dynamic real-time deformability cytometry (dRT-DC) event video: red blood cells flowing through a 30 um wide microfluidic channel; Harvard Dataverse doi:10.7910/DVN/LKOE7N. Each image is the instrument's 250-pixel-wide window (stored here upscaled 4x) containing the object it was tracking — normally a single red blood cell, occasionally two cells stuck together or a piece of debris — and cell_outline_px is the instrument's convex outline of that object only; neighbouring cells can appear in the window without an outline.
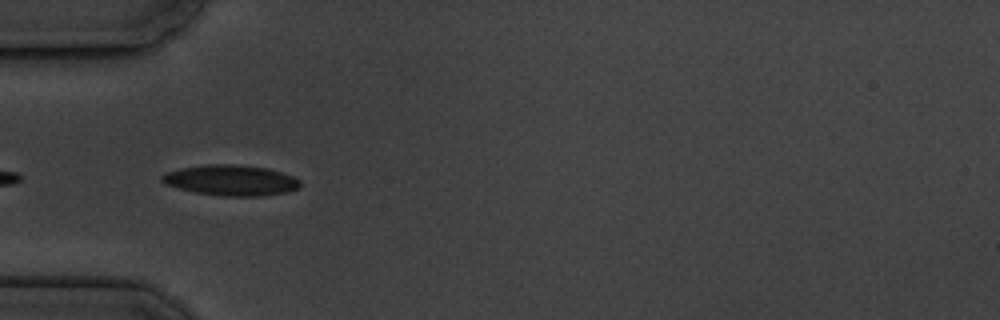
{"species": "common noctule bat (a hibernating species)", "species_latin": "Nyctalus noctula", "temperature_condition": "cold", "stored_images_in_passage": 6, "camera_frame_rate_fps": 3000, "um_per_image_px": 0.085, "animal": {"sex": "male", "body_mass_g": 19.5, "forearm_length_mm": 54.6}, "frame": {"image": 1, "passage_image": 5, "time_ms": 4.667, "image_size_px": [1000, 320], "cell_outline_px": [[300, 184], [296, 188], [284, 192], [264, 196], [220, 196], [196, 192], [164, 184], [160, 180], [160, 176], [168, 172], [180, 168], [204, 164], [232, 164], [268, 168], [292, 176], [300, 180]], "centroid_in_image_um": [19.59, 15.32], "position_along_channel_um": 65.4, "area_um2": 24.51}}